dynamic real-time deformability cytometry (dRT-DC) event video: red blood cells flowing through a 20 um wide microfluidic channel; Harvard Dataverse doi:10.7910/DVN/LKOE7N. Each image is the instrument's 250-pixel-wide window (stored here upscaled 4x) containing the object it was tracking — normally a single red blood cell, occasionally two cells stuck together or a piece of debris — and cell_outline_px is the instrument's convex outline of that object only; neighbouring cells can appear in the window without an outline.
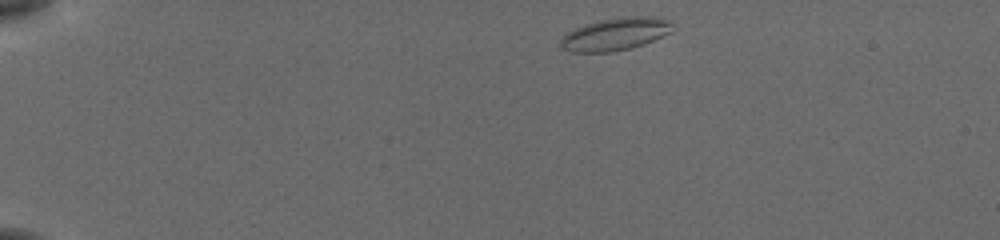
{"species": "common noctule bat (a hibernating species)", "species_latin": "Nyctalus noctula", "temperature_condition": "cold", "stored_images_in_passage": 45, "camera_frame_rate_fps": 3000, "um_per_image_px": 0.085, "animal": {"sex": "female", "body_mass_g": 19.5, "forearm_length_mm": 54.1}, "frame": {"image": 1, "passage_image": 1, "time_ms": 0.0, "image_size_px": [1000, 240], "cell_outline_px": [[672, 32], [644, 44], [632, 48], [612, 52], [572, 52], [560, 48], [560, 40], [568, 32], [576, 28], [600, 20], [620, 16], [652, 16], [668, 20], [672, 24]], "centroid_in_image_um": [52.32, 2.9], "position_along_channel_um": 32.7, "area_um2": 21.27}}
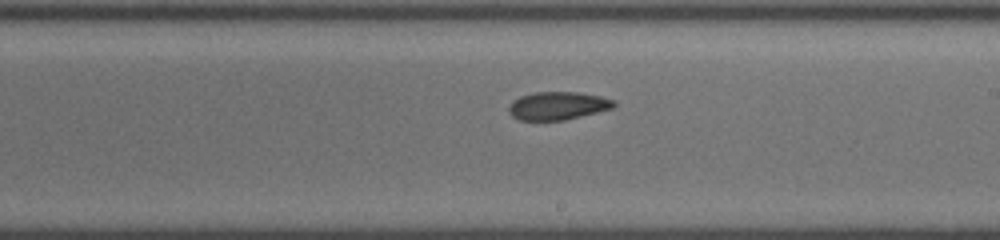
{"frame": {"image": 2, "passage_image": 24, "time_ms": 7.667, "image_size_px": [1000, 240], "cell_outline_px": [[616, 104], [612, 108], [564, 120], [520, 120], [512, 116], [508, 112], [508, 108], [512, 100], [520, 96], [536, 92], [580, 92], [600, 96], [616, 100]], "centroid_in_image_um": [47.39, 8.98], "position_along_channel_um": 241.6, "area_um2": 17.17}}
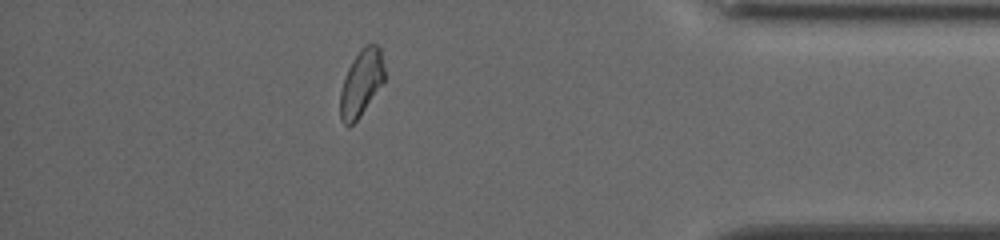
{"frame": {"image": 3, "passage_image": 39, "time_ms": 12.667, "image_size_px": [1000, 240], "cell_outline_px": [[384, 80], [360, 116], [352, 124], [344, 124], [340, 120], [340, 92], [348, 68], [352, 60], [364, 44], [376, 44], [380, 48], [384, 68]], "centroid_in_image_um": [30.69, 7.03], "position_along_channel_um": 404.5, "area_um2": 16.82}, "authors_computed_cell_mechanics": {"area_um2": 17.9758, "velocity_mm_per_s": 3.8171, "shape_relaxation_time_tau1_ms": null, "shape_relaxation_time_tau2_ms": 4.3082, "deformation_change_tau1": null, "deformation_change_tau2": 0.0907}}